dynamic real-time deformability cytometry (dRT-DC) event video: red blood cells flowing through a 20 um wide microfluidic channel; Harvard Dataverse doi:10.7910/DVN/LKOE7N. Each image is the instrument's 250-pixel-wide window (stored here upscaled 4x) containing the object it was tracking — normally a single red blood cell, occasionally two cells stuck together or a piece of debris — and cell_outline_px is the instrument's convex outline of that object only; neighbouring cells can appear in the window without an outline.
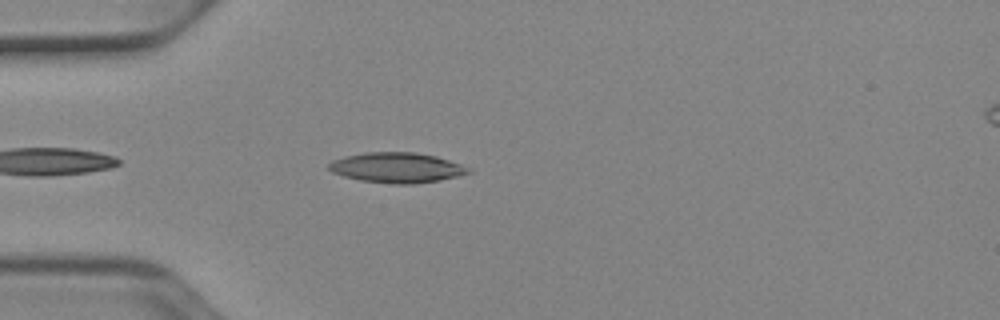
{"species": "Egyptian fruit bat (a non-hibernating species)", "species_latin": "Rousettus aegyptiacus", "temperature_condition": "cold", "stored_images_in_passage": 21, "camera_frame_rate_fps": 3000, "um_per_image_px": 0.085, "animal": {"sex": "female"}, "frame": {"image": 1, "passage_image": 4, "time_ms": 1.0, "image_size_px": [1000, 320], "cell_outline_px": [[472, 172], [440, 180], [412, 184], [392, 184], [360, 180], [344, 176], [332, 172], [328, 168], [328, 164], [332, 160], [344, 156], [364, 152], [416, 152], [436, 156], [472, 168]], "centroid_in_image_um": [33.72, 14.24], "position_along_channel_um": 51.3, "area_um2": 24.62}}
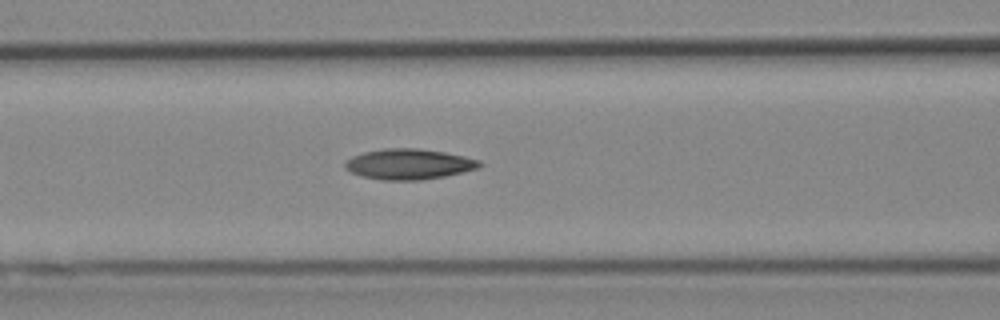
{"frame": {"image": 2, "passage_image": 11, "time_ms": 3.333, "image_size_px": [1000, 320], "cell_outline_px": [[484, 164], [476, 168], [444, 176], [420, 180], [380, 180], [360, 176], [344, 168], [344, 160], [352, 156], [364, 152], [384, 148], [416, 148], [444, 152], [464, 156], [480, 160]], "centroid_in_image_um": [34.7, 13.95], "position_along_channel_um": 131.9, "area_um2": 23.93}}
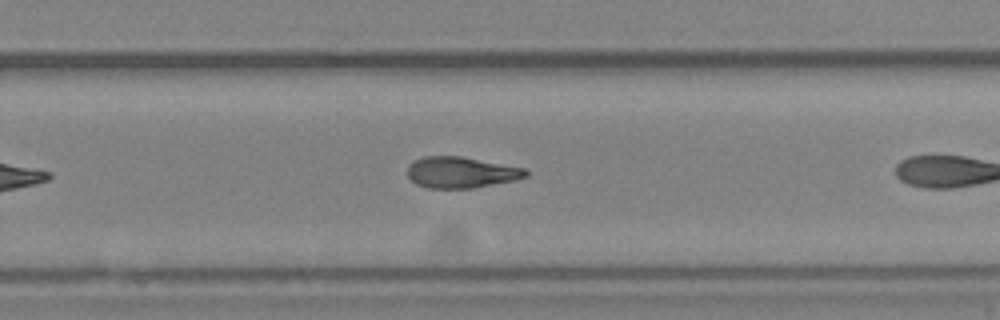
{"frame": {"image": 3, "passage_image": 20, "time_ms": 6.333, "image_size_px": [1000, 320], "cell_outline_px": [[528, 176], [512, 180], [472, 188], [428, 188], [416, 184], [408, 176], [408, 164], [424, 156], [460, 156], [524, 168], [528, 172]], "centroid_in_image_um": [39.15, 14.65], "position_along_channel_um": 290.6, "area_um2": 21.15}}